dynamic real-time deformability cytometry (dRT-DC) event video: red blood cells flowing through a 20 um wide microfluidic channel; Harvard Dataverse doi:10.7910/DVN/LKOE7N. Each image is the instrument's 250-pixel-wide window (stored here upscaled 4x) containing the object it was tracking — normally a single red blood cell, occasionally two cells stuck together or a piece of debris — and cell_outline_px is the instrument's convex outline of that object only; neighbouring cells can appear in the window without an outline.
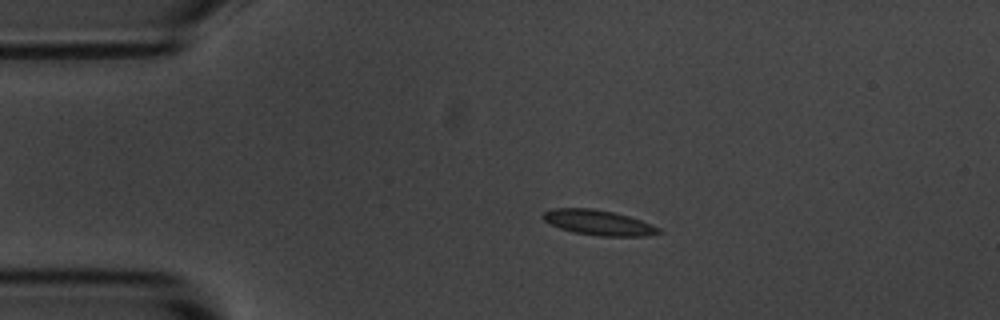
{"species": "common noctule bat (a hibernating species)", "species_latin": "Nyctalus noctula", "temperature_condition": "room temperature", "stored_images_in_passage": 55, "camera_frame_rate_fps": 3000, "um_per_image_px": 0.085, "animal": {"sex": "male", "body_mass_g": 20.1, "forearm_length_mm": 53.5}, "frame": {"image": 1, "passage_image": 11, "time_ms": 3.333, "image_size_px": [1000, 320], "cell_outline_px": [[660, 232], [648, 236], [600, 236], [572, 232], [560, 228], [544, 220], [540, 216], [544, 212], [552, 208], [592, 208], [612, 212], [628, 216], [640, 220], [660, 228]], "centroid_in_image_um": [50.83, 18.92], "position_along_channel_um": 34.2, "area_um2": 16.82}}
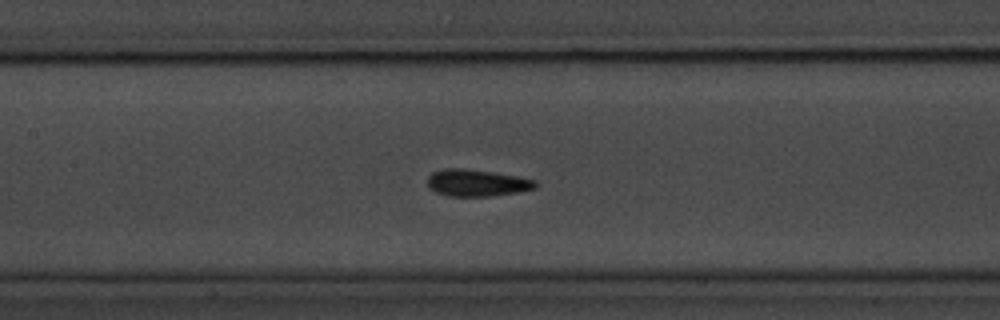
{"frame": {"image": 2, "passage_image": 25, "time_ms": 8.0, "image_size_px": [1000, 320], "cell_outline_px": [[540, 184], [536, 188], [516, 192], [488, 196], [448, 196], [436, 192], [428, 188], [428, 176], [432, 172], [444, 168], [464, 168], [492, 172], [516, 176], [536, 180]], "centroid_in_image_um": [40.52, 15.54], "position_along_channel_um": 166.9, "area_um2": 16.94}}
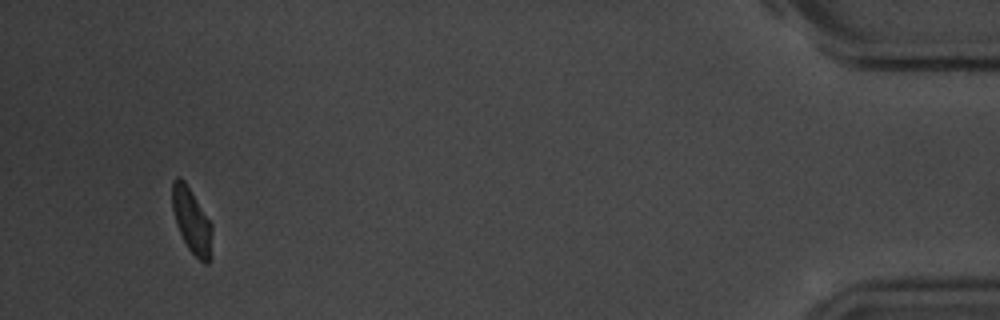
{"frame": {"image": 3, "passage_image": 52, "time_ms": 17.0, "image_size_px": [1000, 320], "cell_outline_px": [[212, 260], [208, 264], [204, 264], [188, 248], [176, 224], [172, 208], [172, 180], [176, 176], [180, 176], [184, 180], [212, 224]], "centroid_in_image_um": [16.31, 18.78], "position_along_channel_um": 418.9, "area_um2": 15.26}, "authors_computed_cell_mechanics": {"area_um2": 16.184, "velocity_mm_per_s": 3.6412, "shape_relaxation_time_tau1_ms": 2.2237, "shape_relaxation_time_tau2_ms": 0.6493, "deformation_change_tau1": 0.0906, "deformation_change_tau2": 0.0397}}